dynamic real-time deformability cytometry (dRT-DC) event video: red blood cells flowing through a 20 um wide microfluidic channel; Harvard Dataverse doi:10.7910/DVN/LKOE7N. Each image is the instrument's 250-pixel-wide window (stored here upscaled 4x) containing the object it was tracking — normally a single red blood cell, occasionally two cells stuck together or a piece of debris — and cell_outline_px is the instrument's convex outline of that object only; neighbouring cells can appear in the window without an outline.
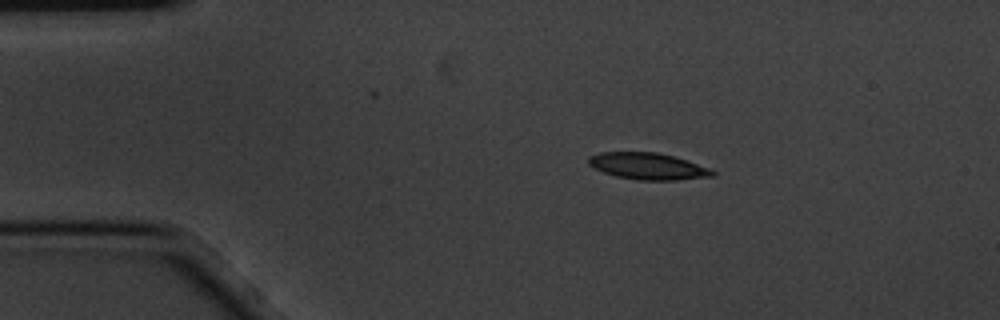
{"species": "common noctule bat (a hibernating species)", "species_latin": "Nyctalus noctula", "temperature_condition": "cold", "stored_images_in_passage": 10, "camera_frame_rate_fps": 3000, "um_per_image_px": 0.085, "animal": {"sex": "male", "body_mass_g": 20.1, "forearm_length_mm": 53.5}, "frame": {"image": 1, "passage_image": 2, "time_ms": 0.333, "image_size_px": [1000, 320], "cell_outline_px": [[716, 176], [676, 180], [636, 180], [616, 176], [604, 172], [588, 164], [588, 156], [600, 152], [656, 152], [672, 156], [712, 168], [716, 172]], "centroid_in_image_um": [55.1, 14.13], "position_along_channel_um": 29.9, "area_um2": 19.31}}
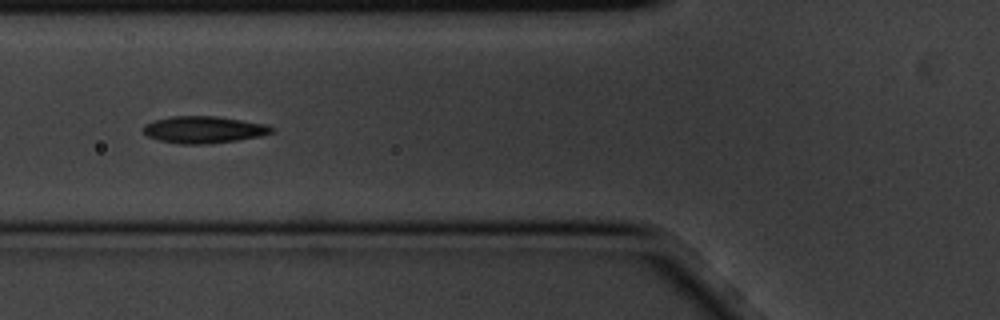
{"frame": {"image": 2, "passage_image": 5, "time_ms": 1.333, "image_size_px": [1000, 320], "cell_outline_px": [[276, 132], [260, 136], [236, 140], [208, 144], [180, 144], [160, 140], [148, 136], [144, 132], [144, 124], [156, 120], [172, 116], [216, 116], [264, 124], [276, 128]], "centroid_in_image_um": [17.35, 11.02], "position_along_channel_um": 108.4, "area_um2": 20.0}}
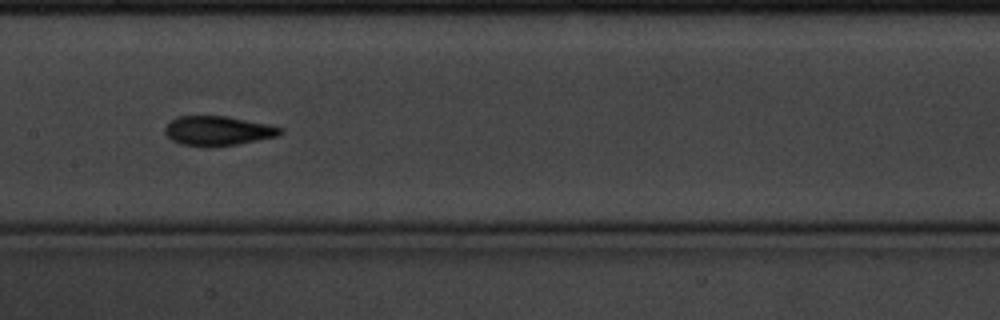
{"frame": {"image": 3, "passage_image": 7, "time_ms": 2.0, "image_size_px": [1000, 320], "cell_outline_px": [[284, 132], [280, 136], [236, 144], [208, 148], [204, 148], [180, 144], [172, 140], [164, 132], [164, 128], [176, 116], [228, 116], [268, 124], [284, 128]], "centroid_in_image_um": [18.54, 11.13], "position_along_channel_um": 188.9, "area_um2": 20.17}}